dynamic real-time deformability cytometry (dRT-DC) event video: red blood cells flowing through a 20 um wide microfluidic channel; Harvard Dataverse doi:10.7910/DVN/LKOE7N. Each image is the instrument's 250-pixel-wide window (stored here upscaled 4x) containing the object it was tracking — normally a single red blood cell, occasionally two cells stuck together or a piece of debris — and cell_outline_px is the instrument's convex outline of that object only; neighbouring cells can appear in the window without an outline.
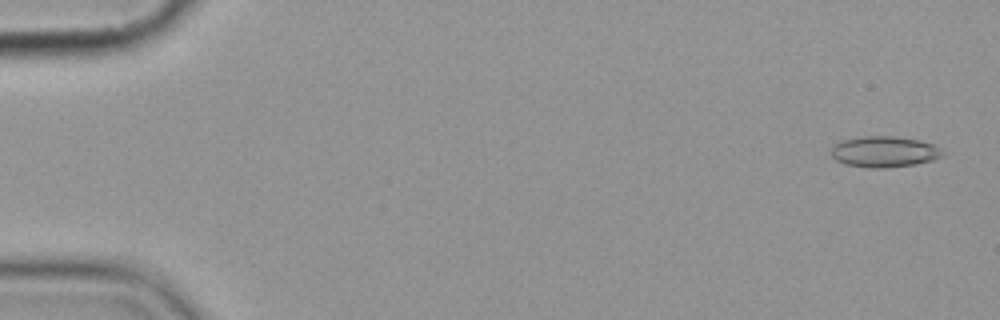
{"species": "common noctule bat (a hibernating species)", "species_latin": "Nyctalus noctula", "temperature_condition": "cold", "stored_images_in_passage": 5, "camera_frame_rate_fps": 3000, "um_per_image_px": 0.085, "animal": {"sex": "female", "body_mass_g": 19.9}, "frame": {"image": 1, "passage_image": 1, "time_ms": 0.0, "image_size_px": [1000, 320], "cell_outline_px": [[948, 152], [944, 156], [932, 160], [916, 164], [888, 168], [868, 168], [844, 164], [836, 160], [828, 152], [832, 144], [840, 140], [860, 136], [896, 136], [920, 140], [936, 144]], "centroid_in_image_um": [75.17, 12.89], "position_along_channel_um": 9.8, "area_um2": 20.92}}
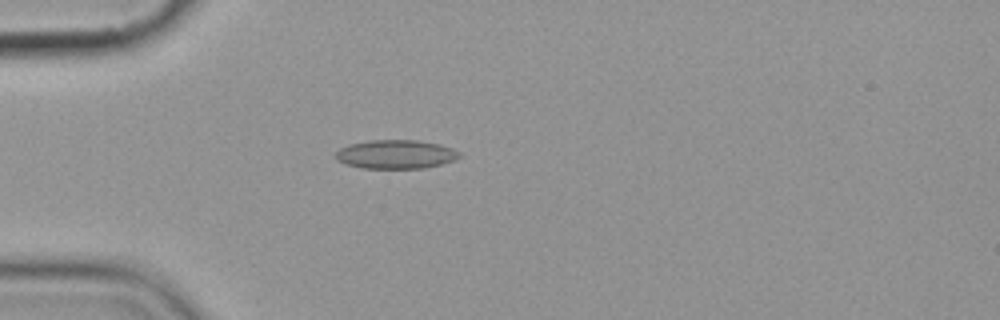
{"frame": {"image": 2, "passage_image": 5, "time_ms": 4.667, "image_size_px": [1000, 320], "cell_outline_px": [[460, 156], [456, 160], [424, 168], [360, 168], [336, 160], [336, 152], [340, 148], [348, 144], [368, 140], [416, 140], [440, 144], [452, 148], [460, 152]], "centroid_in_image_um": [33.64, 13.11], "position_along_channel_um": 51.4, "area_um2": 20.81}}